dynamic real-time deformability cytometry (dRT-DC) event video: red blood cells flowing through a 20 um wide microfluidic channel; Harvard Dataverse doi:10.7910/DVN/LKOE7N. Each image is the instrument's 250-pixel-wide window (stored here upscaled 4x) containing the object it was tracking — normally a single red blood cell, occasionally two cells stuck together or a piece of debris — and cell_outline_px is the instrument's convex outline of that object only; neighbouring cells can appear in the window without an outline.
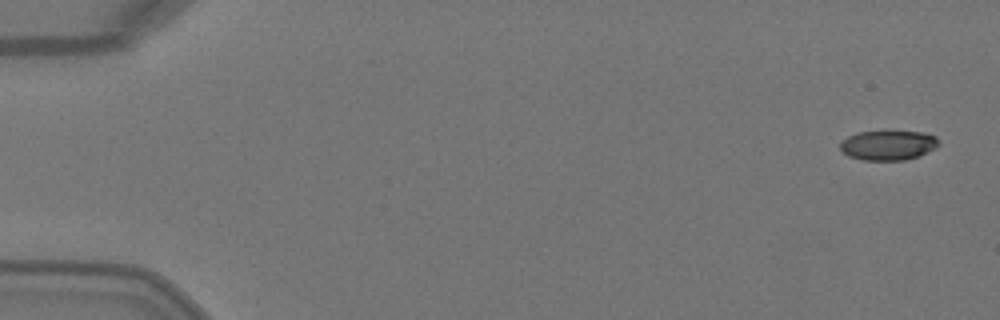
{"species": "Egyptian fruit bat (a non-hibernating species)", "species_latin": "Rousettus aegyptiacus", "temperature_condition": "warm", "stored_images_in_passage": 5, "camera_frame_rate_fps": 3000, "um_per_image_px": 0.085, "animal": {"sex": "female"}, "frame": {"image": 1, "passage_image": 1, "time_ms": 0.0, "image_size_px": [1000, 320], "cell_outline_px": [[940, 144], [936, 148], [916, 156], [904, 160], [864, 160], [848, 156], [840, 148], [840, 144], [848, 136], [856, 132], [884, 128], [924, 132], [936, 136], [940, 140]], "centroid_in_image_um": [75.52, 12.27], "position_along_channel_um": 9.5, "area_um2": 17.86}}
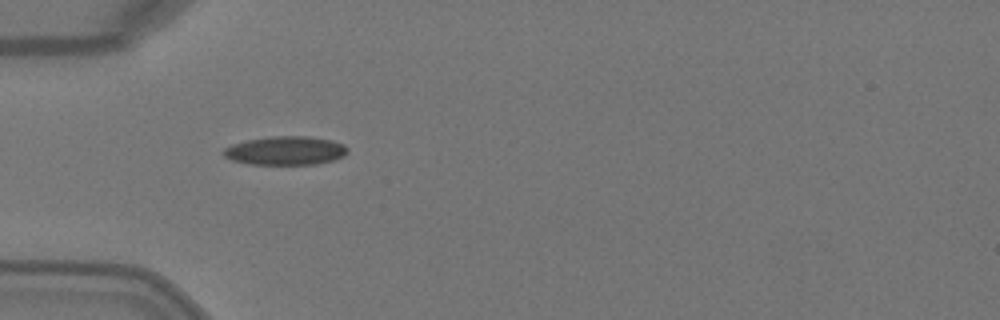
{"frame": {"image": 2, "passage_image": 5, "time_ms": 1.333, "image_size_px": [1000, 320], "cell_outline_px": [[348, 152], [344, 156], [332, 160], [316, 164], [248, 164], [232, 160], [224, 156], [220, 152], [224, 148], [232, 144], [248, 140], [272, 136], [308, 136], [332, 140], [344, 144], [348, 148]], "centroid_in_image_um": [24.26, 12.8], "position_along_channel_um": 60.7, "area_um2": 20.81}}